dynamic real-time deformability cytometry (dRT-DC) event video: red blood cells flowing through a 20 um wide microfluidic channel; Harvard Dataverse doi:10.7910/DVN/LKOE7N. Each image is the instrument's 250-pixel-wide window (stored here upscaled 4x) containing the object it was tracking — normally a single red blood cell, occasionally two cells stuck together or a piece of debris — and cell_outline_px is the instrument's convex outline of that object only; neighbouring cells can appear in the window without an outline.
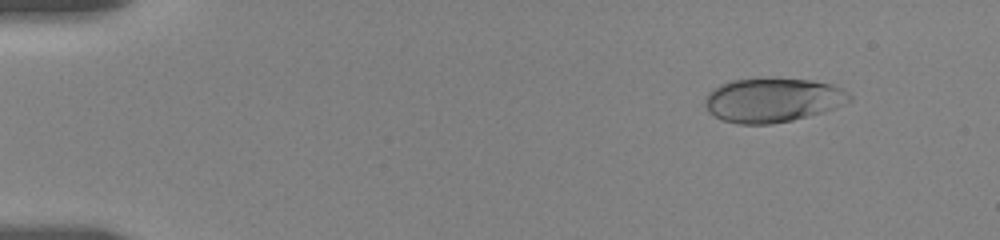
{"species": "human", "species_latin": "Homo sapiens", "temperature_condition": "room temperature", "stored_images_in_passage": 53, "camera_frame_rate_fps": 3000, "um_per_image_px": 0.085, "donor": {"sex": "female"}, "frame": {"image": 1, "passage_image": 6, "time_ms": 1.667, "image_size_px": [1000, 240], "cell_outline_px": [[852, 100], [836, 108], [808, 116], [792, 120], [772, 124], [736, 124], [724, 120], [708, 112], [704, 104], [704, 100], [708, 92], [712, 88], [720, 84], [732, 80], [756, 76], [812, 80], [832, 84], [844, 88], [852, 96]], "centroid_in_image_um": [65.67, 8.47], "position_along_channel_um": 19.3, "area_um2": 38.15}}
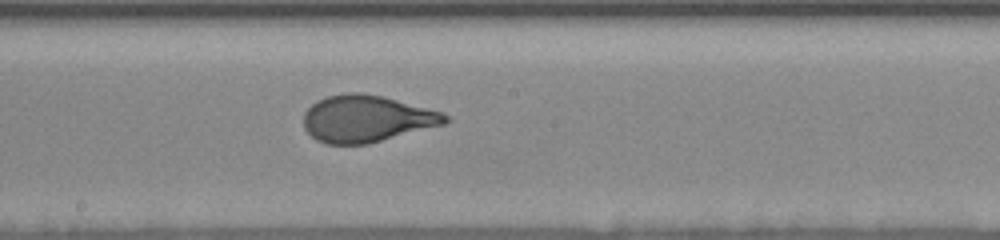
{"frame": {"image": 2, "passage_image": 32, "time_ms": 10.0, "image_size_px": [1000, 240], "cell_outline_px": [[452, 120], [444, 124], [368, 144], [328, 144], [316, 140], [304, 128], [304, 112], [316, 100], [328, 96], [348, 92], [360, 92], [384, 96], [440, 112], [448, 116]], "centroid_in_image_um": [31.14, 10.08], "position_along_channel_um": 217.1, "area_um2": 38.55}}
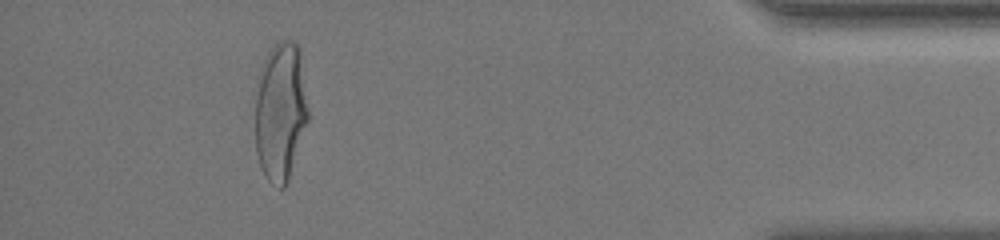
{"frame": {"image": 3, "passage_image": 50, "time_ms": 16.667, "image_size_px": [1000, 240], "cell_outline_px": [[308, 120], [288, 180], [284, 188], [280, 188], [272, 184], [268, 180], [260, 164], [256, 152], [256, 80], [264, 60], [268, 52], [280, 40], [292, 40], [300, 44], [308, 108]], "centroid_in_image_um": [23.85, 9.42], "position_along_channel_um": 411.3, "area_um2": 43.0}, "authors_computed_cell_mechanics": {"area_um2": 38.0902, "velocity_mm_per_s": 3.64, "shape_relaxation_time_tau1_ms": 4.5524, "shape_relaxation_time_tau2_ms": null, "deformation_change_tau1": 0.1942, "deformation_change_tau2": null}}